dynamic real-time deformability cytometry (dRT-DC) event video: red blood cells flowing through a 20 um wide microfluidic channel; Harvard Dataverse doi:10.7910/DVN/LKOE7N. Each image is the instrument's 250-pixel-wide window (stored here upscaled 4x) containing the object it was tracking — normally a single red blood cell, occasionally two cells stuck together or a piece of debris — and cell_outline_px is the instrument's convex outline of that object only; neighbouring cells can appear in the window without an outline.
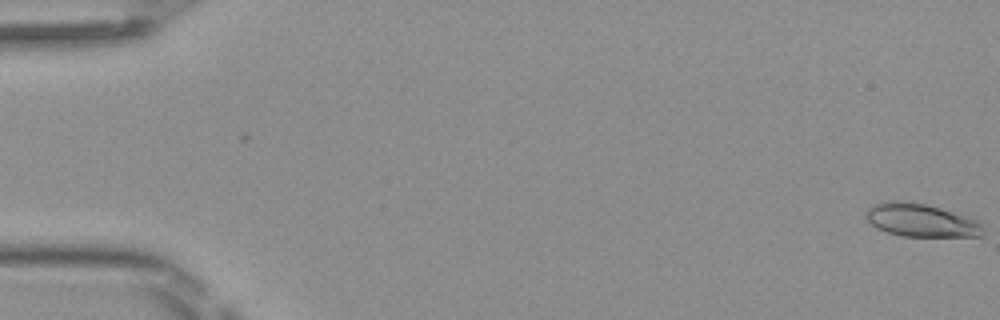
{"species": "Egyptian fruit bat (a non-hibernating species)", "species_latin": "Rousettus aegyptiacus", "temperature_condition": "room temperature", "stored_images_in_passage": 7, "camera_frame_rate_fps": 3000, "um_per_image_px": 0.085, "frame": {"image": 1, "passage_image": 1, "time_ms": 0.0, "image_size_px": [1000, 320], "cell_outline_px": [[984, 232], [980, 236], [904, 236], [888, 232], [876, 228], [864, 216], [868, 208], [872, 204], [892, 200], [900, 200], [924, 204], [972, 216], [984, 224]], "centroid_in_image_um": [78.33, 18.71], "position_along_channel_um": 6.7, "area_um2": 22.83}}
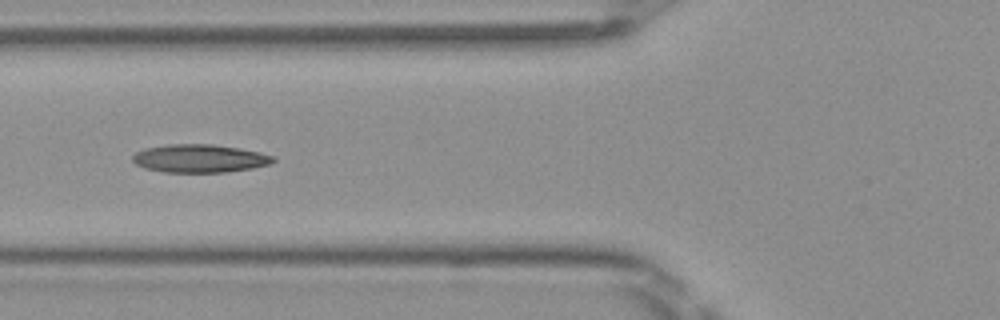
{"frame": {"image": 2, "passage_image": 6, "time_ms": 1.667, "image_size_px": [1000, 320], "cell_outline_px": [[276, 160], [272, 164], [252, 168], [228, 172], [164, 172], [144, 168], [136, 164], [132, 160], [132, 156], [136, 152], [144, 148], [168, 144], [212, 144], [240, 148], [260, 152], [276, 156]], "centroid_in_image_um": [17.0, 13.46], "position_along_channel_um": 108.8, "area_um2": 23.29}}
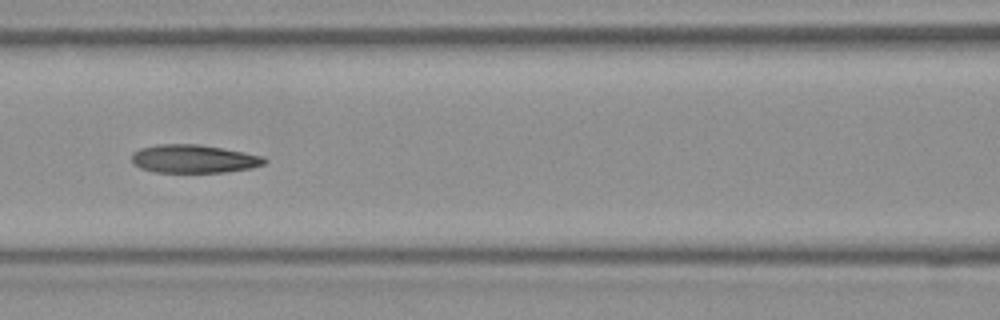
{"frame": {"image": 3, "passage_image": 7, "time_ms": 2.0, "image_size_px": [1000, 320], "cell_outline_px": [[268, 160], [264, 164], [252, 168], [224, 172], [152, 172], [140, 168], [132, 164], [132, 152], [140, 148], [156, 144], [200, 144], [244, 152], [264, 156]], "centroid_in_image_um": [16.45, 13.5], "position_along_channel_um": 150.2, "area_um2": 22.08}}